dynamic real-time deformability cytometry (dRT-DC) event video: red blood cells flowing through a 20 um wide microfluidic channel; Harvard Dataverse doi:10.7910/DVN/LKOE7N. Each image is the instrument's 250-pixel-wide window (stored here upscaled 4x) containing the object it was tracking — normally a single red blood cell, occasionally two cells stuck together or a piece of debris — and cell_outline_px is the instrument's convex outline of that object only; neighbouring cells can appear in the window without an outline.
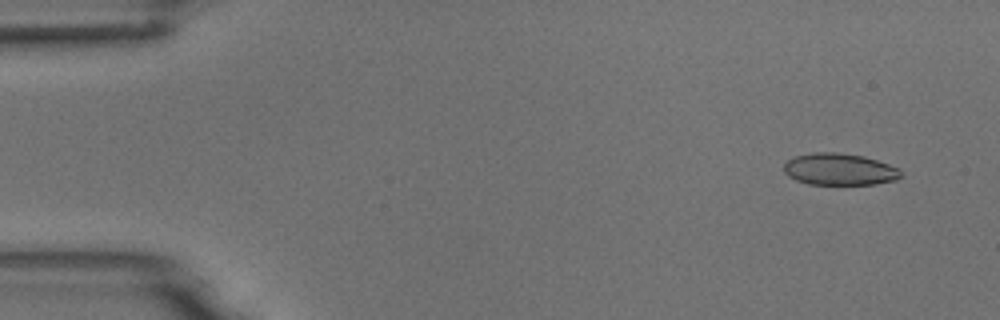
{"species": "common noctule bat (a hibernating species)", "species_latin": "Nyctalus noctula", "temperature_condition": "room temperature", "stored_images_in_passage": 9, "camera_frame_rate_fps": 3000, "um_per_image_px": 0.085, "animal": {"sex": "male", "body_mass_g": 18.8}, "frame": {"image": 1, "passage_image": 2, "time_ms": 1.0, "image_size_px": [1000, 320], "cell_outline_px": [[904, 176], [896, 180], [876, 184], [808, 184], [796, 180], [788, 176], [784, 172], [784, 164], [788, 160], [796, 156], [816, 152], [836, 152], [864, 156], [900, 168]], "centroid_in_image_um": [71.39, 14.39], "position_along_channel_um": 13.6, "area_um2": 21.79}}
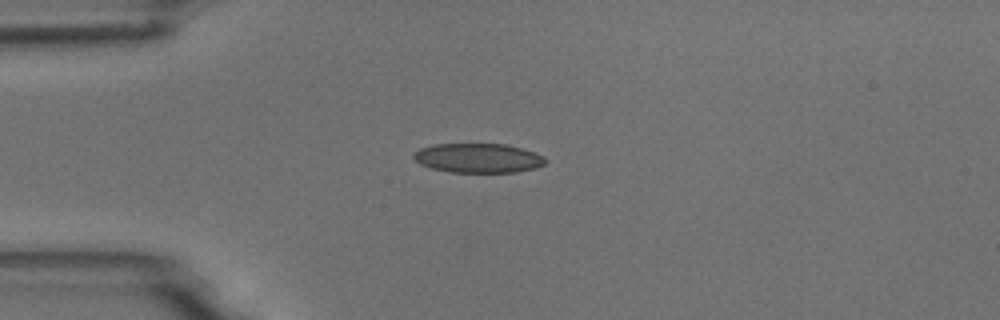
{"frame": {"image": 2, "passage_image": 4, "time_ms": 4.333, "image_size_px": [1000, 320], "cell_outline_px": [[548, 160], [544, 164], [536, 168], [516, 172], [448, 172], [432, 168], [420, 164], [412, 156], [420, 148], [432, 144], [504, 144], [520, 148], [544, 156]], "centroid_in_image_um": [40.64, 13.44], "position_along_channel_um": 44.4, "area_um2": 22.48}}
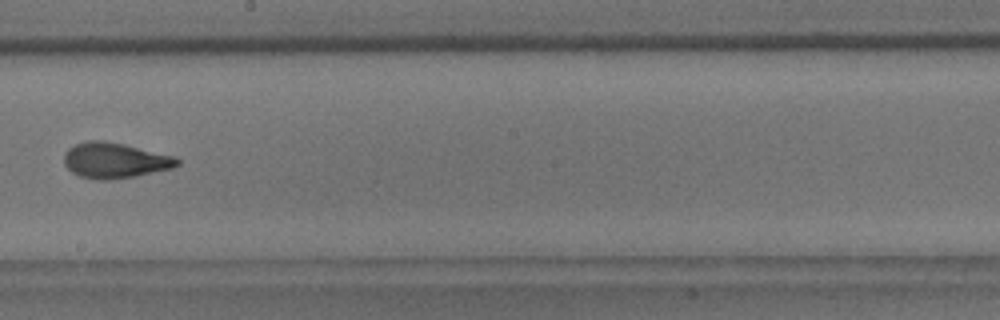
{"frame": {"image": 3, "passage_image": 9, "time_ms": 10.0, "image_size_px": [1000, 320], "cell_outline_px": [[180, 164], [172, 168], [136, 176], [108, 180], [100, 180], [80, 176], [72, 172], [64, 164], [64, 152], [68, 148], [76, 144], [88, 140], [104, 140], [124, 144], [172, 156], [180, 160]], "centroid_in_image_um": [9.73, 13.63], "position_along_channel_um": 238.5, "area_um2": 23.29}}